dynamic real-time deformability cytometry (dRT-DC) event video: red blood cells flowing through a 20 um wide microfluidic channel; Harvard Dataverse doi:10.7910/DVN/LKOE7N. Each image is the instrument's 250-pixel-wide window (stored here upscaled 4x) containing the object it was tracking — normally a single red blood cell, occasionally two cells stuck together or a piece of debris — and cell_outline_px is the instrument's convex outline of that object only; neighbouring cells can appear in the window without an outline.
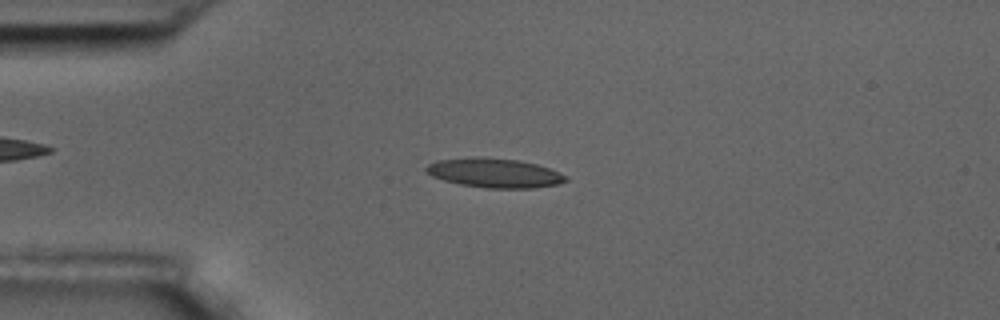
{"species": "common noctule bat (a hibernating species)", "species_latin": "Nyctalus noctula", "temperature_condition": "room temperature", "stored_images_in_passage": 56, "camera_frame_rate_fps": 3000, "um_per_image_px": 0.085, "animal": {"sex": "male", "body_mass_g": 17.5, "forearm_length_mm": 52.3}, "frame": {"image": 1, "passage_image": 13, "time_ms": 4.0, "image_size_px": [1000, 320], "cell_outline_px": [[568, 180], [560, 184], [532, 188], [484, 188], [460, 184], [444, 180], [432, 176], [424, 168], [428, 164], [436, 160], [516, 160], [536, 164], [560, 172], [568, 176]], "centroid_in_image_um": [42.12, 14.76], "position_along_channel_um": 42.9, "area_um2": 22.77}}
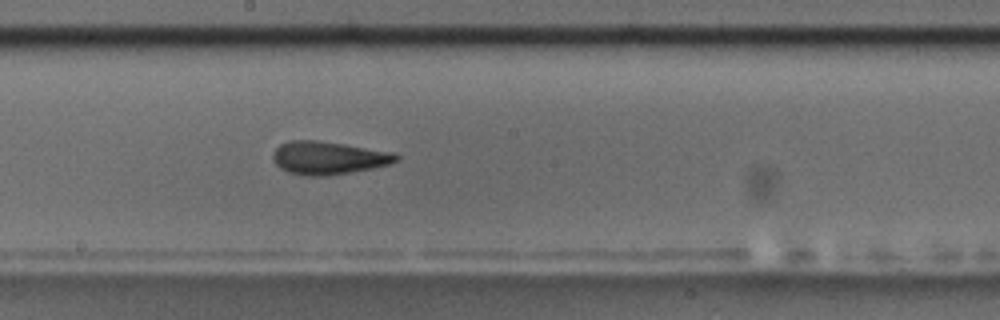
{"frame": {"image": 2, "passage_image": 30, "time_ms": 9.667, "image_size_px": [1000, 320], "cell_outline_px": [[400, 156], [392, 164], [352, 172], [328, 176], [304, 176], [288, 172], [280, 168], [272, 160], [272, 156], [276, 148], [280, 144], [292, 140], [316, 140], [344, 144], [392, 152]], "centroid_in_image_um": [27.89, 13.43], "position_along_channel_um": 220.3, "area_um2": 23.76}}
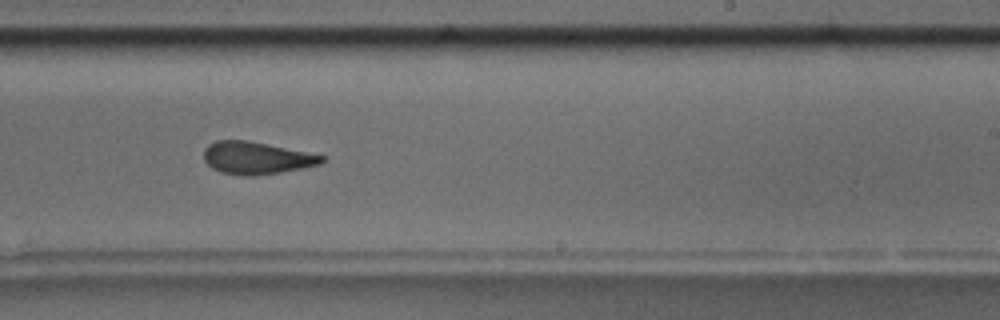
{"frame": {"image": 3, "passage_image": 34, "time_ms": 11.0, "image_size_px": [1000, 320], "cell_outline_px": [[324, 160], [320, 164], [280, 172], [252, 176], [244, 176], [220, 172], [212, 168], [204, 160], [204, 148], [208, 144], [216, 140], [248, 140], [324, 156]], "centroid_in_image_um": [21.73, 13.42], "position_along_channel_um": 267.3, "area_um2": 22.02}, "authors_computed_cell_mechanics": {"area_um2": 22.7443, "velocity_mm_per_s": 3.5161, "shape_relaxation_time_tau1_ms": 9.5862, "shape_relaxation_time_tau2_ms": 2.5935, "deformation_change_tau1": 0.2106, "deformation_change_tau2": 0.1036}}